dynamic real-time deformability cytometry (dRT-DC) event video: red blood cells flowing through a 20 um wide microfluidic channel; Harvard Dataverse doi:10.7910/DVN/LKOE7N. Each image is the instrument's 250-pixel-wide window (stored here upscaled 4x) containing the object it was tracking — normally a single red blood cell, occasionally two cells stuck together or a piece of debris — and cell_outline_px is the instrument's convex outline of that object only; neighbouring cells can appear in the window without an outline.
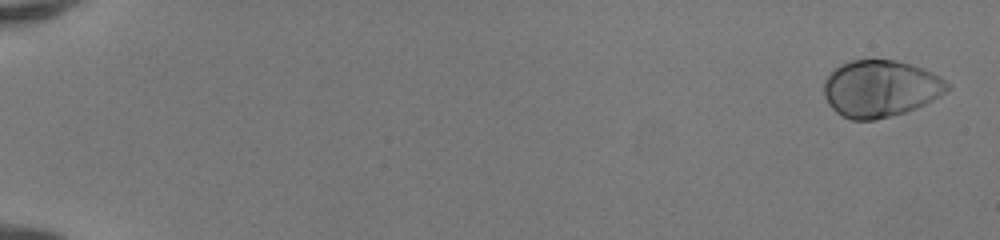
{"species": "human", "species_latin": "Homo sapiens", "temperature_condition": "room temperature", "stored_images_in_passage": 51, "camera_frame_rate_fps": 3000, "um_per_image_px": 0.085, "donor": {"sex": "female"}, "frame": {"image": 1, "passage_image": 2, "time_ms": 0.333, "image_size_px": [1000, 240], "cell_outline_px": [[952, 88], [940, 96], [916, 108], [904, 112], [872, 120], [852, 120], [836, 112], [828, 104], [824, 96], [824, 80], [828, 72], [840, 64], [852, 60], [896, 60], [912, 64], [932, 72], [940, 76], [952, 84]], "centroid_in_image_um": [74.84, 7.51], "position_along_channel_um": 10.2, "area_um2": 41.15}}
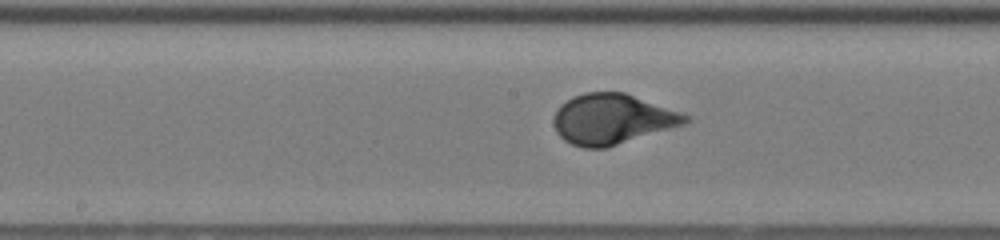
{"frame": {"image": 2, "passage_image": 29, "time_ms": 9.333, "image_size_px": [1000, 240], "cell_outline_px": [[692, 120], [684, 124], [604, 148], [584, 148], [572, 144], [564, 140], [556, 132], [552, 120], [560, 104], [572, 96], [584, 92], [624, 92], [688, 116]], "centroid_in_image_um": [51.96, 10.12], "position_along_channel_um": 196.2, "area_um2": 38.03}}
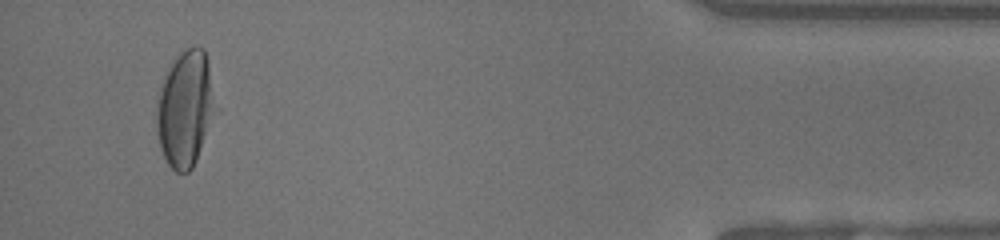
{"frame": {"image": 3, "passage_image": 49, "time_ms": 16.0, "image_size_px": [1000, 240], "cell_outline_px": [[208, 112], [204, 132], [196, 160], [192, 168], [188, 172], [176, 172], [168, 164], [160, 148], [156, 124], [156, 104], [164, 76], [168, 68], [180, 52], [192, 44], [196, 44], [204, 48], [208, 60]], "centroid_in_image_um": [15.59, 9.2], "position_along_channel_um": 419.6, "area_um2": 37.05}, "authors_computed_cell_mechanics": {"area_um2": 38.726, "velocity_mm_per_s": 4.182, "shape_relaxation_time_tau1_ms": 2.9197, "shape_relaxation_time_tau2_ms": null, "deformation_change_tau1": 0.1885, "deformation_change_tau2": null}}